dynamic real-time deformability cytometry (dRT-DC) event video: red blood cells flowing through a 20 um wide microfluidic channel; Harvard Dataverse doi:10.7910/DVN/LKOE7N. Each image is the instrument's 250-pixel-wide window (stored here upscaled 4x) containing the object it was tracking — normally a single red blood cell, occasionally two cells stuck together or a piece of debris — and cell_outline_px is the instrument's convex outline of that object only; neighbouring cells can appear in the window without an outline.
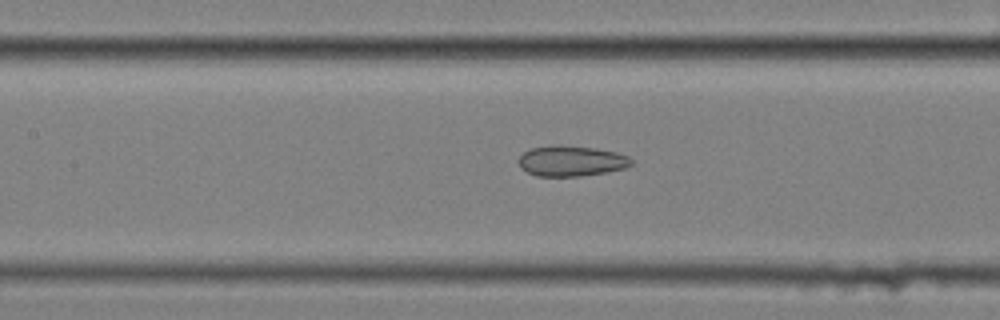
{"species": "common noctule bat (a hibernating species)", "species_latin": "Nyctalus noctula", "temperature_condition": "cold", "stored_images_in_passage": 36, "camera_frame_rate_fps": 3000, "um_per_image_px": 0.085, "animal": {"sex": "female", "body_mass_g": 25.1}, "frame": {"image": 1, "passage_image": 9, "time_ms": 2.667, "image_size_px": [1000, 320], "cell_outline_px": [[632, 164], [624, 168], [608, 172], [580, 176], [536, 176], [520, 168], [516, 160], [528, 148], [552, 144], [560, 144], [596, 148], [616, 152], [628, 156], [632, 160]], "centroid_in_image_um": [48.51, 13.66], "position_along_channel_um": 158.9, "area_um2": 20.46}}
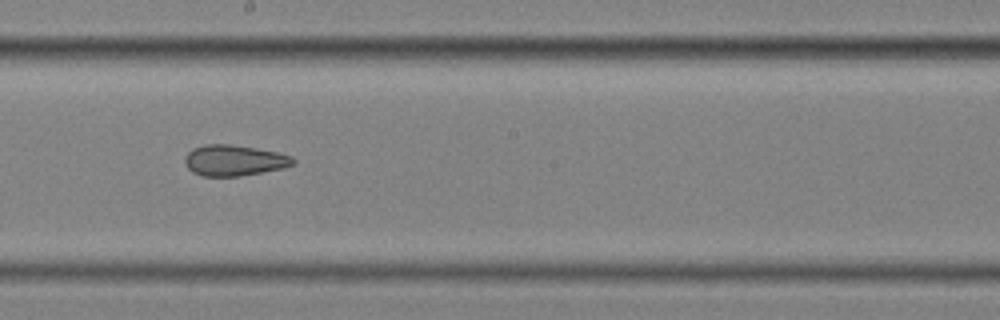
{"frame": {"image": 2, "passage_image": 15, "time_ms": 4.667, "image_size_px": [1000, 320], "cell_outline_px": [[296, 164], [284, 168], [240, 176], [204, 176], [192, 172], [188, 168], [184, 160], [188, 152], [192, 148], [204, 144], [232, 144], [256, 148], [276, 152], [292, 156], [296, 160]], "centroid_in_image_um": [19.92, 13.63], "position_along_channel_um": 228.3, "area_um2": 19.59}}
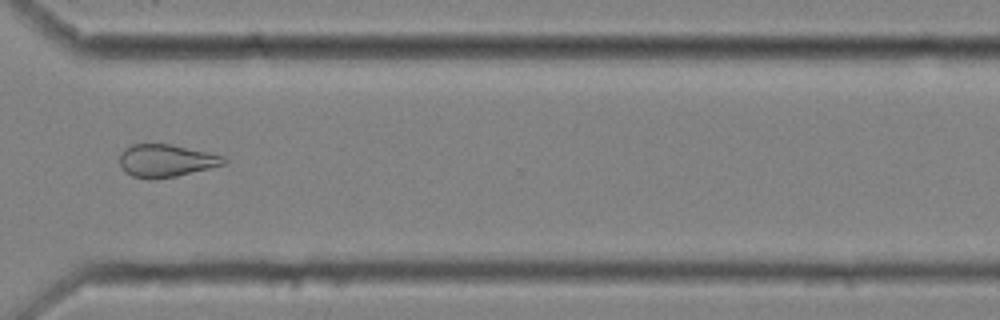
{"frame": {"image": 3, "passage_image": 26, "time_ms": 8.333, "image_size_px": [1000, 320], "cell_outline_px": [[228, 160], [224, 164], [176, 176], [132, 176], [124, 172], [120, 164], [120, 152], [124, 148], [132, 144], [172, 144], [224, 156]], "centroid_in_image_um": [14.11, 13.61], "position_along_channel_um": 356.5, "area_um2": 19.19}, "authors_computed_cell_mechanics": {"area_um2": 19.2474, "velocity_mm_per_s": 3.4831, "shape_relaxation_time_tau1_ms": null, "shape_relaxation_time_tau2_ms": 5.8471, "deformation_change_tau1": null, "deformation_change_tau2": 0.1492}}